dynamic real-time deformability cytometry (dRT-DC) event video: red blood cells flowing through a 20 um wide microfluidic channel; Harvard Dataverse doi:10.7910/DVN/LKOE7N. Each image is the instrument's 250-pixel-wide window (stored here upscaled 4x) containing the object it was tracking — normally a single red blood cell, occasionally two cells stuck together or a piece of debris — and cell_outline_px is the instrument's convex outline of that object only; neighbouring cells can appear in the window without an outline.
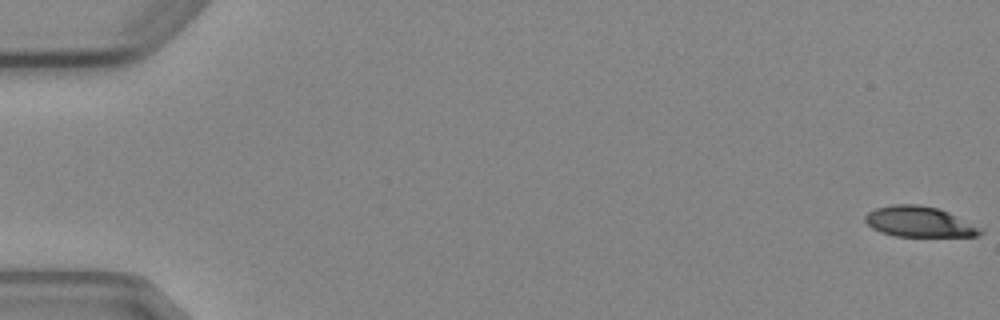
{"species": "Egyptian fruit bat (a non-hibernating species)", "species_latin": "Rousettus aegyptiacus", "temperature_condition": "cold", "stored_images_in_passage": 5, "camera_frame_rate_fps": 3000, "um_per_image_px": 0.085, "animal": {"sex": "female"}, "frame": {"image": 1, "passage_image": 1, "time_ms": 0.0, "image_size_px": [1000, 320], "cell_outline_px": [[984, 232], [976, 236], [896, 236], [880, 232], [872, 228], [864, 220], [864, 216], [868, 212], [876, 208], [892, 204], [916, 204], [936, 208], [948, 212]], "centroid_in_image_um": [78.03, 18.84], "position_along_channel_um": 7.0, "area_um2": 20.0}}
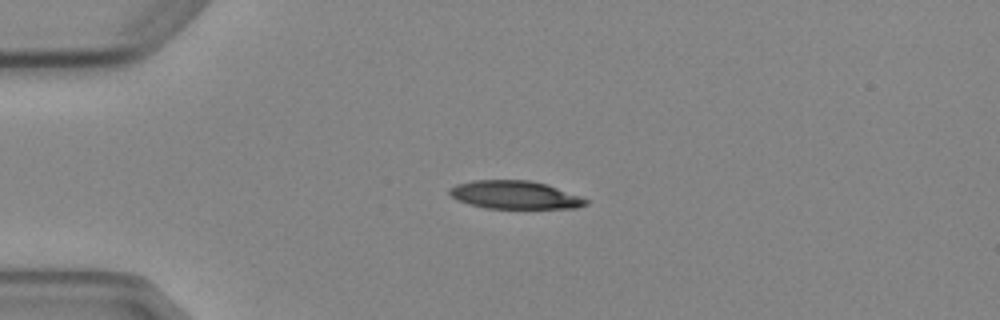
{"frame": {"image": 2, "passage_image": 4, "time_ms": 4.333, "image_size_px": [1000, 320], "cell_outline_px": [[588, 204], [576, 208], [484, 208], [468, 204], [452, 196], [448, 192], [448, 188], [456, 184], [472, 180], [528, 180], [548, 184], [580, 196], [588, 200]], "centroid_in_image_um": [43.76, 16.56], "position_along_channel_um": 41.2, "area_um2": 22.37}}